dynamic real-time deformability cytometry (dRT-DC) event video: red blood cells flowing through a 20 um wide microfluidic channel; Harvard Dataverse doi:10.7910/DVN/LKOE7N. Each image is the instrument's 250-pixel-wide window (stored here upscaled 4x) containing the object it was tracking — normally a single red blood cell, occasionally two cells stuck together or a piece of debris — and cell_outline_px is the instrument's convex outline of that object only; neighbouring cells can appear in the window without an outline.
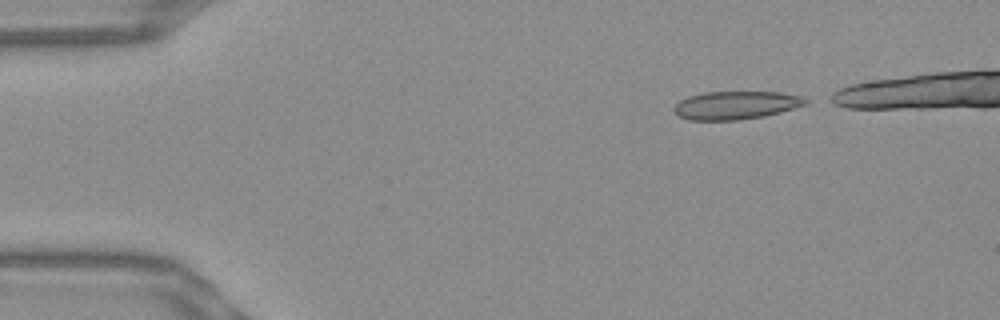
{"species": "Egyptian fruit bat (a non-hibernating species)", "species_latin": "Rousettus aegyptiacus", "temperature_condition": "warm", "stored_images_in_passage": 40, "camera_frame_rate_fps": 3000, "um_per_image_px": 0.085, "frame": {"image": 1, "passage_image": 1, "time_ms": 0.0, "image_size_px": [1000, 320], "cell_outline_px": [[808, 104], [780, 112], [764, 116], [740, 120], [688, 120], [676, 116], [672, 108], [680, 100], [688, 96], [704, 92], [780, 92], [800, 96], [808, 100]], "centroid_in_image_um": [62.51, 8.95], "position_along_channel_um": 22.5, "area_um2": 21.73}}
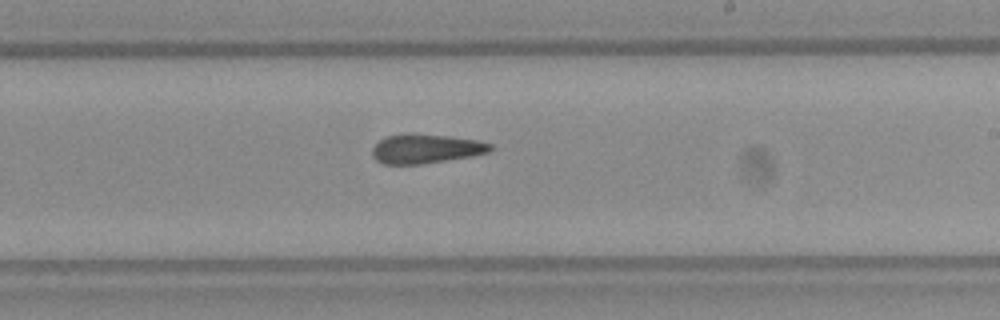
{"frame": {"image": 2, "passage_image": 25, "time_ms": 8.0, "image_size_px": [1000, 320], "cell_outline_px": [[496, 148], [488, 152], [472, 156], [420, 164], [384, 164], [376, 160], [372, 156], [372, 148], [380, 140], [388, 136], [404, 132], [412, 132], [448, 136], [476, 140], [492, 144]], "centroid_in_image_um": [36.19, 12.62], "position_along_channel_um": 252.8, "area_um2": 20.35}}
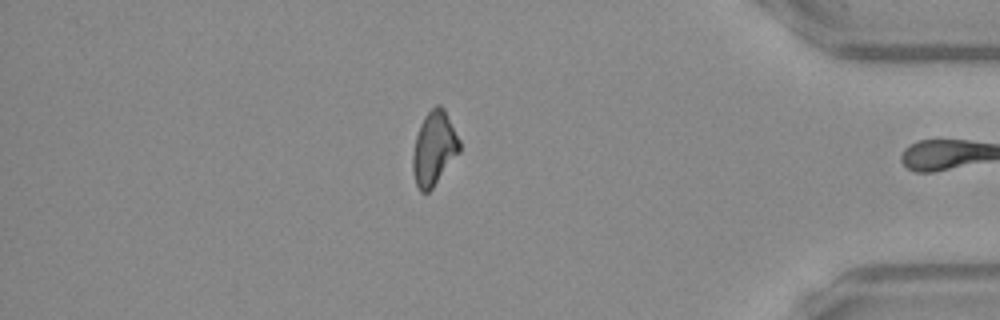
{"frame": {"image": 3, "passage_image": 39, "time_ms": 12.667, "image_size_px": [1000, 320], "cell_outline_px": [[460, 152], [432, 188], [428, 192], [420, 192], [416, 184], [412, 172], [412, 156], [416, 136], [420, 124], [424, 116], [436, 104], [440, 104], [444, 108], [460, 140]], "centroid_in_image_um": [36.89, 12.61], "position_along_channel_um": 398.3, "area_um2": 20.17}, "authors_computed_cell_mechanics": {"area_um2": 20.7791, "velocity_mm_per_s": 3.8609, "shape_relaxation_time_tau1_ms": null, "shape_relaxation_time_tau2_ms": 6.939, "deformation_change_tau1": null, "deformation_change_tau2": 0.1402}}